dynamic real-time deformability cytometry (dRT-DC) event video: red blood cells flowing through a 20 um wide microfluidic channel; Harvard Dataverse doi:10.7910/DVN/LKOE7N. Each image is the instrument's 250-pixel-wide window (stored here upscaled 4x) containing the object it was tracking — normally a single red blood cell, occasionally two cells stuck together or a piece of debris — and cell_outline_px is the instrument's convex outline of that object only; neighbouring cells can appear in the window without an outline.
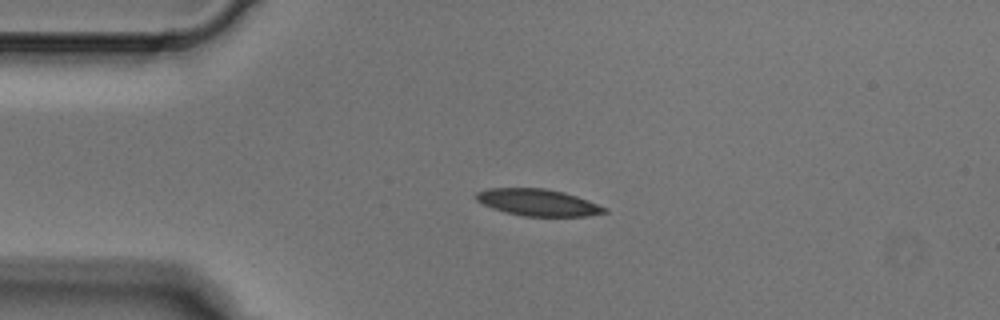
{"species": "Egyptian fruit bat (a non-hibernating species)", "species_latin": "Rousettus aegyptiacus", "temperature_condition": "cold", "stored_images_in_passage": 3, "camera_frame_rate_fps": 3000, "um_per_image_px": 0.085, "animal": {"sex": "male"}, "frame": {"image": 1, "passage_image": 2, "time_ms": 0.333, "image_size_px": [1000, 320], "cell_outline_px": [[608, 212], [588, 216], [524, 216], [504, 212], [492, 208], [476, 200], [476, 192], [488, 188], [544, 188], [564, 192], [588, 200], [608, 208]], "centroid_in_image_um": [45.74, 17.21], "position_along_channel_um": 39.3, "area_um2": 20.06}}